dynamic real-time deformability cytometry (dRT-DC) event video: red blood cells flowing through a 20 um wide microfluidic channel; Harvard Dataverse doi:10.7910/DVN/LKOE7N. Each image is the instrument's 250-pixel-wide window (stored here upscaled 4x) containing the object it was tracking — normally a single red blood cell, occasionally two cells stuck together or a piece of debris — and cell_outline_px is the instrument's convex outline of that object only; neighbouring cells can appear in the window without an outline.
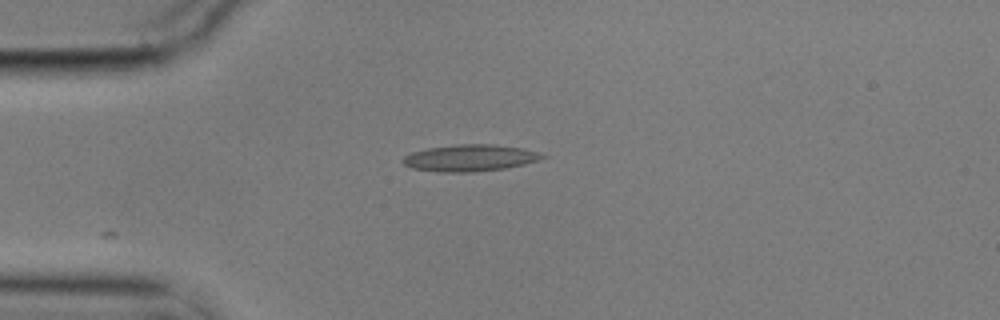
{"species": "common noctule bat (a hibernating species)", "species_latin": "Nyctalus noctula", "temperature_condition": "cold", "stored_images_in_passage": 5, "camera_frame_rate_fps": 3000, "um_per_image_px": 0.085, "animal": {"sex": "male", "body_mass_g": 17.9}, "frame": {"image": 1, "passage_image": 1, "time_ms": 0.0, "image_size_px": [1000, 320], "cell_outline_px": [[548, 156], [524, 164], [508, 168], [472, 172], [436, 172], [412, 168], [404, 164], [400, 160], [404, 156], [412, 152], [428, 148], [456, 144], [492, 144], [520, 148], [540, 152]], "centroid_in_image_um": [39.92, 13.43], "position_along_channel_um": 45.1, "area_um2": 21.73}}